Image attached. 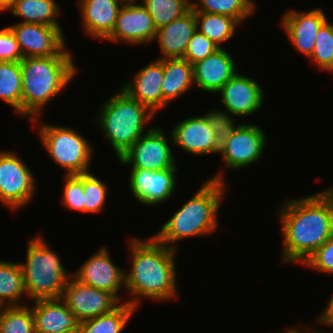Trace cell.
Instances as JSON below:
<instances>
[{"label": "cell", "mask_w": 333, "mask_h": 333, "mask_svg": "<svg viewBox=\"0 0 333 333\" xmlns=\"http://www.w3.org/2000/svg\"><path fill=\"white\" fill-rule=\"evenodd\" d=\"M281 224L282 263H300L333 236V186L304 198L285 200L277 213Z\"/></svg>", "instance_id": "obj_1"}, {"label": "cell", "mask_w": 333, "mask_h": 333, "mask_svg": "<svg viewBox=\"0 0 333 333\" xmlns=\"http://www.w3.org/2000/svg\"><path fill=\"white\" fill-rule=\"evenodd\" d=\"M145 240L135 236L129 239L128 244L132 257L130 271L125 272V289L132 298L125 302L136 309L141 297L159 301L178 299L177 250L158 242L153 236Z\"/></svg>", "instance_id": "obj_2"}, {"label": "cell", "mask_w": 333, "mask_h": 333, "mask_svg": "<svg viewBox=\"0 0 333 333\" xmlns=\"http://www.w3.org/2000/svg\"><path fill=\"white\" fill-rule=\"evenodd\" d=\"M223 173L208 178L197 192L163 224L153 237L176 250L178 241L216 231L218 211L227 192Z\"/></svg>", "instance_id": "obj_3"}, {"label": "cell", "mask_w": 333, "mask_h": 333, "mask_svg": "<svg viewBox=\"0 0 333 333\" xmlns=\"http://www.w3.org/2000/svg\"><path fill=\"white\" fill-rule=\"evenodd\" d=\"M73 56L26 57L20 61L22 72L21 116L40 118L42 109L59 96L78 69Z\"/></svg>", "instance_id": "obj_4"}, {"label": "cell", "mask_w": 333, "mask_h": 333, "mask_svg": "<svg viewBox=\"0 0 333 333\" xmlns=\"http://www.w3.org/2000/svg\"><path fill=\"white\" fill-rule=\"evenodd\" d=\"M98 110L95 122L112 145L117 159L151 129H144L145 124L151 122L155 115L145 105L132 98L121 86Z\"/></svg>", "instance_id": "obj_5"}, {"label": "cell", "mask_w": 333, "mask_h": 333, "mask_svg": "<svg viewBox=\"0 0 333 333\" xmlns=\"http://www.w3.org/2000/svg\"><path fill=\"white\" fill-rule=\"evenodd\" d=\"M40 234L30 238L25 263H20L26 295L32 301L61 298L72 277Z\"/></svg>", "instance_id": "obj_6"}, {"label": "cell", "mask_w": 333, "mask_h": 333, "mask_svg": "<svg viewBox=\"0 0 333 333\" xmlns=\"http://www.w3.org/2000/svg\"><path fill=\"white\" fill-rule=\"evenodd\" d=\"M32 122L39 126L38 136L46 149L45 151L53 162L65 169L66 175L83 174L91 171L90 164L94 154L93 146L79 131L70 126L41 124L39 118L32 120Z\"/></svg>", "instance_id": "obj_7"}, {"label": "cell", "mask_w": 333, "mask_h": 333, "mask_svg": "<svg viewBox=\"0 0 333 333\" xmlns=\"http://www.w3.org/2000/svg\"><path fill=\"white\" fill-rule=\"evenodd\" d=\"M22 160L15 151H0V202L13 211L29 205L36 194V178Z\"/></svg>", "instance_id": "obj_8"}, {"label": "cell", "mask_w": 333, "mask_h": 333, "mask_svg": "<svg viewBox=\"0 0 333 333\" xmlns=\"http://www.w3.org/2000/svg\"><path fill=\"white\" fill-rule=\"evenodd\" d=\"M164 129H151L138 138L133 145L119 158L123 165L130 168H141L158 171L166 168H178Z\"/></svg>", "instance_id": "obj_9"}, {"label": "cell", "mask_w": 333, "mask_h": 333, "mask_svg": "<svg viewBox=\"0 0 333 333\" xmlns=\"http://www.w3.org/2000/svg\"><path fill=\"white\" fill-rule=\"evenodd\" d=\"M263 129L254 123H239L231 135L220 144L219 154L225 168L234 170L249 167L261 159L266 146Z\"/></svg>", "instance_id": "obj_10"}, {"label": "cell", "mask_w": 333, "mask_h": 333, "mask_svg": "<svg viewBox=\"0 0 333 333\" xmlns=\"http://www.w3.org/2000/svg\"><path fill=\"white\" fill-rule=\"evenodd\" d=\"M9 27L16 37L23 58L73 54L67 49L62 27L21 22Z\"/></svg>", "instance_id": "obj_11"}, {"label": "cell", "mask_w": 333, "mask_h": 333, "mask_svg": "<svg viewBox=\"0 0 333 333\" xmlns=\"http://www.w3.org/2000/svg\"><path fill=\"white\" fill-rule=\"evenodd\" d=\"M125 271L114 264L105 246L86 259L72 276L83 284L112 294L122 303L123 297L118 293L125 288Z\"/></svg>", "instance_id": "obj_12"}, {"label": "cell", "mask_w": 333, "mask_h": 333, "mask_svg": "<svg viewBox=\"0 0 333 333\" xmlns=\"http://www.w3.org/2000/svg\"><path fill=\"white\" fill-rule=\"evenodd\" d=\"M61 298L79 323L106 314L120 304L112 294L83 284L73 276L67 280Z\"/></svg>", "instance_id": "obj_13"}, {"label": "cell", "mask_w": 333, "mask_h": 333, "mask_svg": "<svg viewBox=\"0 0 333 333\" xmlns=\"http://www.w3.org/2000/svg\"><path fill=\"white\" fill-rule=\"evenodd\" d=\"M178 168L149 171L132 168L129 189L135 199L146 206H156L168 201L176 192Z\"/></svg>", "instance_id": "obj_14"}, {"label": "cell", "mask_w": 333, "mask_h": 333, "mask_svg": "<svg viewBox=\"0 0 333 333\" xmlns=\"http://www.w3.org/2000/svg\"><path fill=\"white\" fill-rule=\"evenodd\" d=\"M134 1H126L121 7L112 33L105 39L110 42H125L130 45L152 43L157 29L147 10ZM136 3V4H135Z\"/></svg>", "instance_id": "obj_15"}, {"label": "cell", "mask_w": 333, "mask_h": 333, "mask_svg": "<svg viewBox=\"0 0 333 333\" xmlns=\"http://www.w3.org/2000/svg\"><path fill=\"white\" fill-rule=\"evenodd\" d=\"M221 95L223 110L232 116H250L264 103V91L257 80L237 72L217 92Z\"/></svg>", "instance_id": "obj_16"}, {"label": "cell", "mask_w": 333, "mask_h": 333, "mask_svg": "<svg viewBox=\"0 0 333 333\" xmlns=\"http://www.w3.org/2000/svg\"><path fill=\"white\" fill-rule=\"evenodd\" d=\"M170 132L171 143L194 156L219 153L220 145L205 114L179 121Z\"/></svg>", "instance_id": "obj_17"}, {"label": "cell", "mask_w": 333, "mask_h": 333, "mask_svg": "<svg viewBox=\"0 0 333 333\" xmlns=\"http://www.w3.org/2000/svg\"><path fill=\"white\" fill-rule=\"evenodd\" d=\"M282 16V25L285 34L293 47L307 58L313 53L315 38L320 27L328 20L321 8L306 12L290 9Z\"/></svg>", "instance_id": "obj_18"}, {"label": "cell", "mask_w": 333, "mask_h": 333, "mask_svg": "<svg viewBox=\"0 0 333 333\" xmlns=\"http://www.w3.org/2000/svg\"><path fill=\"white\" fill-rule=\"evenodd\" d=\"M132 78L121 88L156 115L162 109L163 60L143 66Z\"/></svg>", "instance_id": "obj_19"}, {"label": "cell", "mask_w": 333, "mask_h": 333, "mask_svg": "<svg viewBox=\"0 0 333 333\" xmlns=\"http://www.w3.org/2000/svg\"><path fill=\"white\" fill-rule=\"evenodd\" d=\"M226 49L219 48L193 64V82L203 91L217 93L237 73V66Z\"/></svg>", "instance_id": "obj_20"}, {"label": "cell", "mask_w": 333, "mask_h": 333, "mask_svg": "<svg viewBox=\"0 0 333 333\" xmlns=\"http://www.w3.org/2000/svg\"><path fill=\"white\" fill-rule=\"evenodd\" d=\"M124 0H78L81 24L92 38L106 39L114 29Z\"/></svg>", "instance_id": "obj_21"}, {"label": "cell", "mask_w": 333, "mask_h": 333, "mask_svg": "<svg viewBox=\"0 0 333 333\" xmlns=\"http://www.w3.org/2000/svg\"><path fill=\"white\" fill-rule=\"evenodd\" d=\"M35 333L77 331L79 322L62 298L33 301Z\"/></svg>", "instance_id": "obj_22"}, {"label": "cell", "mask_w": 333, "mask_h": 333, "mask_svg": "<svg viewBox=\"0 0 333 333\" xmlns=\"http://www.w3.org/2000/svg\"><path fill=\"white\" fill-rule=\"evenodd\" d=\"M195 31L196 17L192 9L159 28L155 36L162 53L159 60L183 58L188 42Z\"/></svg>", "instance_id": "obj_23"}, {"label": "cell", "mask_w": 333, "mask_h": 333, "mask_svg": "<svg viewBox=\"0 0 333 333\" xmlns=\"http://www.w3.org/2000/svg\"><path fill=\"white\" fill-rule=\"evenodd\" d=\"M163 72L161 90L162 108H165L194 86L193 65L184 58L163 59Z\"/></svg>", "instance_id": "obj_24"}, {"label": "cell", "mask_w": 333, "mask_h": 333, "mask_svg": "<svg viewBox=\"0 0 333 333\" xmlns=\"http://www.w3.org/2000/svg\"><path fill=\"white\" fill-rule=\"evenodd\" d=\"M59 5L55 0H16L7 11L22 17L21 23L61 27L57 20L62 12Z\"/></svg>", "instance_id": "obj_25"}, {"label": "cell", "mask_w": 333, "mask_h": 333, "mask_svg": "<svg viewBox=\"0 0 333 333\" xmlns=\"http://www.w3.org/2000/svg\"><path fill=\"white\" fill-rule=\"evenodd\" d=\"M134 312H136V308L123 301L106 314L80 322L77 332L122 333Z\"/></svg>", "instance_id": "obj_26"}, {"label": "cell", "mask_w": 333, "mask_h": 333, "mask_svg": "<svg viewBox=\"0 0 333 333\" xmlns=\"http://www.w3.org/2000/svg\"><path fill=\"white\" fill-rule=\"evenodd\" d=\"M23 295L27 296L20 263L0 261V307L27 305L20 301Z\"/></svg>", "instance_id": "obj_27"}, {"label": "cell", "mask_w": 333, "mask_h": 333, "mask_svg": "<svg viewBox=\"0 0 333 333\" xmlns=\"http://www.w3.org/2000/svg\"><path fill=\"white\" fill-rule=\"evenodd\" d=\"M196 17V29L207 36L219 48L222 43L230 40L235 34L236 28L241 25L235 18L222 14L207 12H194Z\"/></svg>", "instance_id": "obj_28"}, {"label": "cell", "mask_w": 333, "mask_h": 333, "mask_svg": "<svg viewBox=\"0 0 333 333\" xmlns=\"http://www.w3.org/2000/svg\"><path fill=\"white\" fill-rule=\"evenodd\" d=\"M191 9L194 12H207L227 15L235 18L240 24L250 18L255 12L256 5L253 0H191Z\"/></svg>", "instance_id": "obj_29"}, {"label": "cell", "mask_w": 333, "mask_h": 333, "mask_svg": "<svg viewBox=\"0 0 333 333\" xmlns=\"http://www.w3.org/2000/svg\"><path fill=\"white\" fill-rule=\"evenodd\" d=\"M22 72L20 62H0V99L21 115Z\"/></svg>", "instance_id": "obj_30"}, {"label": "cell", "mask_w": 333, "mask_h": 333, "mask_svg": "<svg viewBox=\"0 0 333 333\" xmlns=\"http://www.w3.org/2000/svg\"><path fill=\"white\" fill-rule=\"evenodd\" d=\"M159 28L181 17L191 9V0H142L141 4Z\"/></svg>", "instance_id": "obj_31"}, {"label": "cell", "mask_w": 333, "mask_h": 333, "mask_svg": "<svg viewBox=\"0 0 333 333\" xmlns=\"http://www.w3.org/2000/svg\"><path fill=\"white\" fill-rule=\"evenodd\" d=\"M0 333H35L31 306L0 307Z\"/></svg>", "instance_id": "obj_32"}, {"label": "cell", "mask_w": 333, "mask_h": 333, "mask_svg": "<svg viewBox=\"0 0 333 333\" xmlns=\"http://www.w3.org/2000/svg\"><path fill=\"white\" fill-rule=\"evenodd\" d=\"M309 60L315 62L320 70L333 72V22L329 23L327 20L320 27Z\"/></svg>", "instance_id": "obj_33"}, {"label": "cell", "mask_w": 333, "mask_h": 333, "mask_svg": "<svg viewBox=\"0 0 333 333\" xmlns=\"http://www.w3.org/2000/svg\"><path fill=\"white\" fill-rule=\"evenodd\" d=\"M84 213H100L106 205L109 188L94 173H83Z\"/></svg>", "instance_id": "obj_34"}, {"label": "cell", "mask_w": 333, "mask_h": 333, "mask_svg": "<svg viewBox=\"0 0 333 333\" xmlns=\"http://www.w3.org/2000/svg\"><path fill=\"white\" fill-rule=\"evenodd\" d=\"M61 202L70 210L84 213L83 174H65Z\"/></svg>", "instance_id": "obj_35"}, {"label": "cell", "mask_w": 333, "mask_h": 333, "mask_svg": "<svg viewBox=\"0 0 333 333\" xmlns=\"http://www.w3.org/2000/svg\"><path fill=\"white\" fill-rule=\"evenodd\" d=\"M218 49L219 47L213 41L196 29L188 42L183 58L193 65Z\"/></svg>", "instance_id": "obj_36"}, {"label": "cell", "mask_w": 333, "mask_h": 333, "mask_svg": "<svg viewBox=\"0 0 333 333\" xmlns=\"http://www.w3.org/2000/svg\"><path fill=\"white\" fill-rule=\"evenodd\" d=\"M209 120L211 129L213 130L217 142L222 144L236 128L238 124L235 123L234 117L226 113L224 110H212L205 113Z\"/></svg>", "instance_id": "obj_37"}, {"label": "cell", "mask_w": 333, "mask_h": 333, "mask_svg": "<svg viewBox=\"0 0 333 333\" xmlns=\"http://www.w3.org/2000/svg\"><path fill=\"white\" fill-rule=\"evenodd\" d=\"M301 266H308L331 276L333 274V236L313 252Z\"/></svg>", "instance_id": "obj_38"}, {"label": "cell", "mask_w": 333, "mask_h": 333, "mask_svg": "<svg viewBox=\"0 0 333 333\" xmlns=\"http://www.w3.org/2000/svg\"><path fill=\"white\" fill-rule=\"evenodd\" d=\"M23 55L9 26L0 30V62H20Z\"/></svg>", "instance_id": "obj_39"}, {"label": "cell", "mask_w": 333, "mask_h": 333, "mask_svg": "<svg viewBox=\"0 0 333 333\" xmlns=\"http://www.w3.org/2000/svg\"><path fill=\"white\" fill-rule=\"evenodd\" d=\"M316 323H319L320 325L324 326H332L333 327V295L330 298V301L324 311L321 313V315L316 318ZM322 333H332V332H325L321 331Z\"/></svg>", "instance_id": "obj_40"}, {"label": "cell", "mask_w": 333, "mask_h": 333, "mask_svg": "<svg viewBox=\"0 0 333 333\" xmlns=\"http://www.w3.org/2000/svg\"><path fill=\"white\" fill-rule=\"evenodd\" d=\"M306 328L307 329H304L303 327H302V329H303V331L302 330H300L299 328L297 329H295V328H287L286 329V331L284 332V333H322V332H320V330H315L314 328L312 329V327L310 326V329H309V327H307V325H306ZM310 331H309V330ZM309 331V332H308Z\"/></svg>", "instance_id": "obj_41"}, {"label": "cell", "mask_w": 333, "mask_h": 333, "mask_svg": "<svg viewBox=\"0 0 333 333\" xmlns=\"http://www.w3.org/2000/svg\"><path fill=\"white\" fill-rule=\"evenodd\" d=\"M16 0H0V12H7V9L15 2Z\"/></svg>", "instance_id": "obj_42"}, {"label": "cell", "mask_w": 333, "mask_h": 333, "mask_svg": "<svg viewBox=\"0 0 333 333\" xmlns=\"http://www.w3.org/2000/svg\"><path fill=\"white\" fill-rule=\"evenodd\" d=\"M55 333H78L77 331H63V332H55Z\"/></svg>", "instance_id": "obj_43"}]
</instances>
